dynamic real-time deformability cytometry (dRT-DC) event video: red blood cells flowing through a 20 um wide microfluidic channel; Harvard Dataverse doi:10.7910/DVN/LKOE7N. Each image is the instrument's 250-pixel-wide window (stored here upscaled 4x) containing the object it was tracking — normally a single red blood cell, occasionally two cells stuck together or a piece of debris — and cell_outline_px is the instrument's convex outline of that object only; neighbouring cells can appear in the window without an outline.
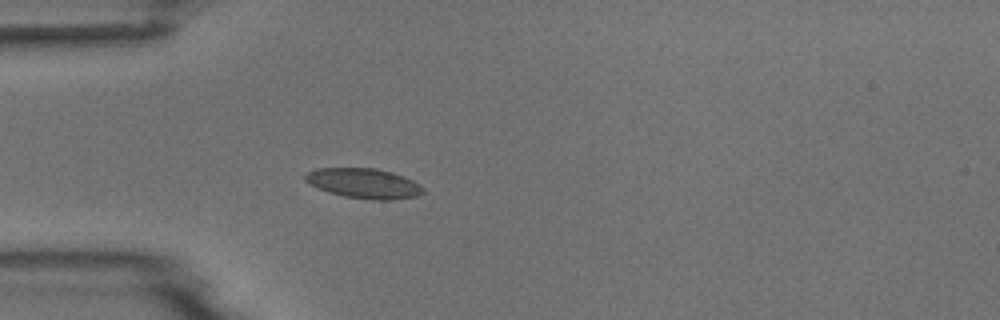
{"species": "common noctule bat (a hibernating species)", "species_latin": "Nyctalus noctula", "temperature_condition": "room temperature", "stored_images_in_passage": 4, "camera_frame_rate_fps": 3000, "um_per_image_px": 0.085, "animal": {"sex": "male", "body_mass_g": 18.8}, "frame": {"image": 1, "passage_image": 4, "time_ms": 4.0, "image_size_px": [1000, 320], "cell_outline_px": [[424, 192], [416, 196], [392, 200], [372, 200], [344, 196], [328, 192], [304, 180], [304, 172], [316, 168], [376, 168], [392, 172], [404, 176], [412, 180], [424, 188]], "centroid_in_image_um": [30.92, 15.58], "position_along_channel_um": 54.1, "area_um2": 20.63}}